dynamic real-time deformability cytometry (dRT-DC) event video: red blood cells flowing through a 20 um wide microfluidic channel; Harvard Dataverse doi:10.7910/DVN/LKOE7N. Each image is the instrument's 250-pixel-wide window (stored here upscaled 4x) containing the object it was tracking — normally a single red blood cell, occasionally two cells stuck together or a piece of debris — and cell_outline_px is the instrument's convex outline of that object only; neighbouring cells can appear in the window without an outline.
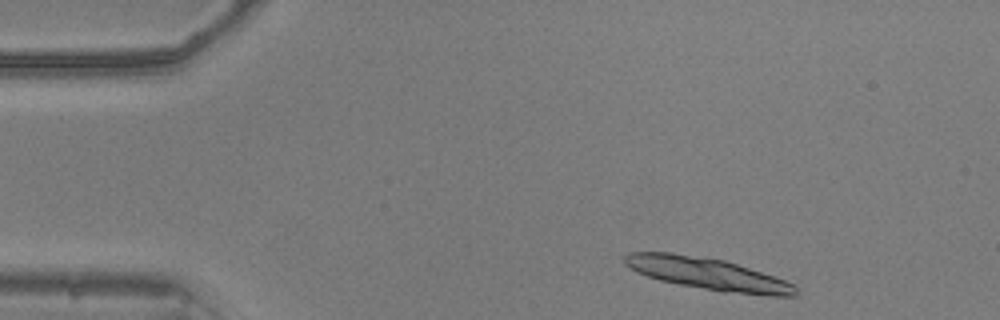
{"species": "common noctule bat (a hibernating species)", "species_latin": "Nyctalus noctula", "temperature_condition": "warm", "stored_images_in_passage": 47, "segment_of_instrument_passage": [1, 2], "camera_frame_rate_fps": 3000, "um_per_image_px": 0.085, "animal": {"sex": "male", "body_mass_g": 20.5, "forearm_length_mm": 52.5}, "frame": {"image": 1, "passage_image": 1, "time_ms": 0.0, "image_size_px": [1000, 320], "cell_outline_px": [[796, 296], [768, 296], [720, 292], [660, 280], [636, 272], [624, 264], [624, 256], [628, 252], [672, 252], [724, 260], [796, 284]], "centroid_in_image_um": [60.14, 23.28], "position_along_channel_um": 24.9, "area_um2": 31.79}}